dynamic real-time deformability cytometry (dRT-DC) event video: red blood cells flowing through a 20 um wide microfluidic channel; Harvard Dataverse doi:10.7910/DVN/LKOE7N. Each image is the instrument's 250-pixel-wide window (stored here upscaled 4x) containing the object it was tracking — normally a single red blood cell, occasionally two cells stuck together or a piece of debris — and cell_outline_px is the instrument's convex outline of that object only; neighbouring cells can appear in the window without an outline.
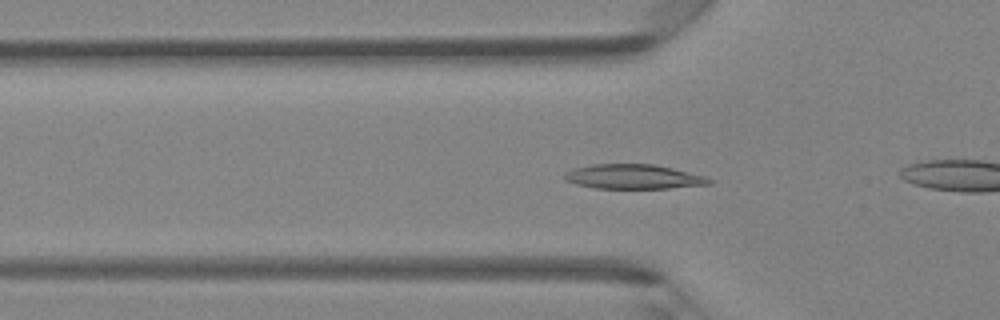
{"species": "Egyptian fruit bat (a non-hibernating species)", "species_latin": "Rousettus aegyptiacus", "temperature_condition": "room temperature", "stored_images_in_passage": 45, "camera_frame_rate_fps": 3000, "um_per_image_px": 0.085, "animal": {"sex": "female"}, "frame": {"image": 1, "passage_image": 13, "time_ms": 4.0, "image_size_px": [1000, 320], "cell_outline_px": [[712, 184], [668, 188], [596, 188], [576, 184], [564, 180], [564, 172], [572, 168], [592, 164], [652, 164], [672, 168], [704, 176], [712, 180]], "centroid_in_image_um": [53.79, 15.01], "position_along_channel_um": 72.0, "area_um2": 20.63}}
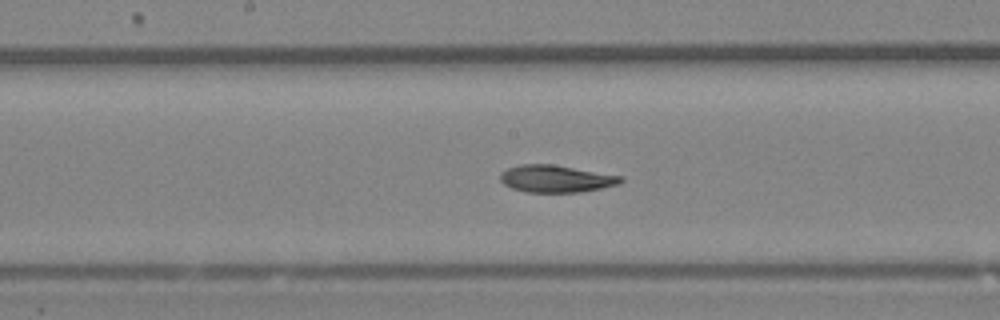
{"frame": {"image": 2, "passage_image": 22, "time_ms": 7.0, "image_size_px": [1000, 320], "cell_outline_px": [[624, 180], [620, 184], [580, 192], [528, 192], [512, 188], [504, 184], [500, 180], [500, 172], [508, 168], [520, 164], [552, 164], [624, 176]], "centroid_in_image_um": [47.27, 15.18], "position_along_channel_um": 200.9, "area_um2": 19.13}}
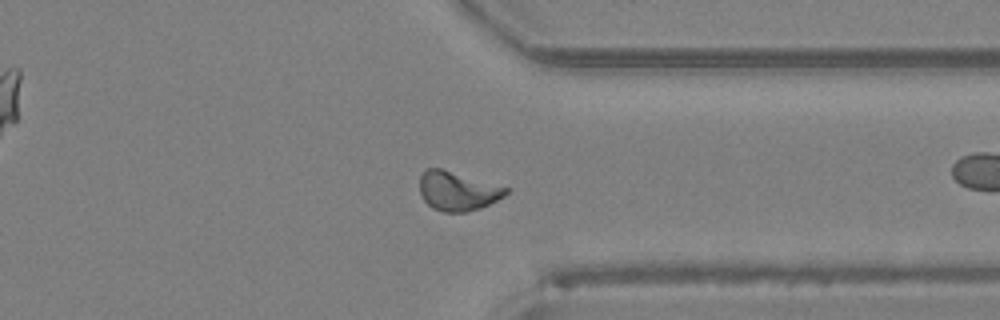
{"frame": {"image": 3, "passage_image": 34, "time_ms": 11.0, "image_size_px": [1000, 320], "cell_outline_px": [[508, 192], [504, 196], [480, 208], [464, 212], [444, 212], [432, 208], [424, 200], [420, 192], [420, 176], [428, 168], [440, 168], [508, 188]], "centroid_in_image_um": [38.86, 16.25], "position_along_channel_um": 372.5, "area_um2": 19.25}, "authors_computed_cell_mechanics": {"area_um2": 19.4208, "velocity_mm_per_s": 4.3126, "shape_relaxation_time_tau1_ms": 3.4164, "shape_relaxation_time_tau2_ms": 5.6146, "deformation_change_tau1": 0.1409, "deformation_change_tau2": 0.0951}}